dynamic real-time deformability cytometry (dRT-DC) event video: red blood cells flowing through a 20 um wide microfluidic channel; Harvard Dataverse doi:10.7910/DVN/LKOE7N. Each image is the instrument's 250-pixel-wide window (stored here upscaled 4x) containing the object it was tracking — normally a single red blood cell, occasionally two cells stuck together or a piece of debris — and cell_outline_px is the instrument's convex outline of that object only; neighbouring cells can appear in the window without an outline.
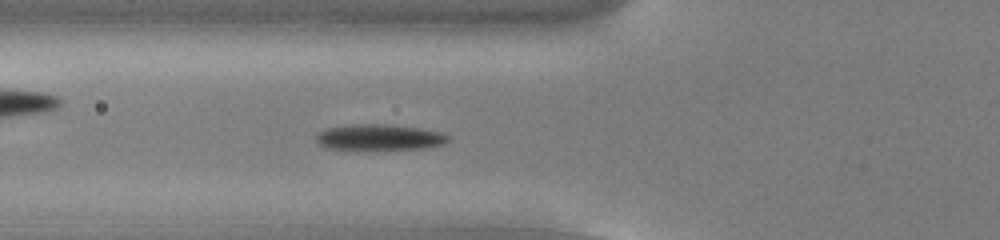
{"species": "common noctule bat (a hibernating species)", "species_latin": "Nyctalus noctula", "temperature_condition": "cold", "stored_images_in_passage": 37, "camera_frame_rate_fps": 3000, "um_per_image_px": 0.085, "animal": {"sex": "male", "body_mass_g": 13.0, "forearm_length_mm": 53.1}, "frame": {"image": 1, "passage_image": 9, "time_ms": 2.667, "image_size_px": [1000, 240], "cell_outline_px": [[448, 140], [444, 144], [428, 148], [328, 148], [320, 144], [316, 140], [316, 132], [328, 128], [352, 124], [388, 124], [420, 128], [440, 132], [448, 136]], "centroid_in_image_um": [32.25, 11.64], "position_along_channel_um": 93.5, "area_um2": 19.42}}
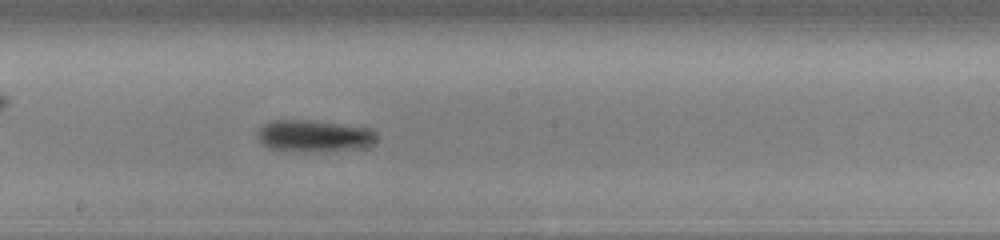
{"frame": {"image": 2, "passage_image": 19, "time_ms": 6.0, "image_size_px": [1000, 240], "cell_outline_px": [[380, 136], [376, 140], [364, 148], [308, 152], [268, 148], [256, 136], [256, 132], [264, 124], [272, 120], [304, 120], [336, 124], [364, 128], [376, 132]], "centroid_in_image_um": [26.67, 11.57], "position_along_channel_um": 221.5, "area_um2": 21.79}}
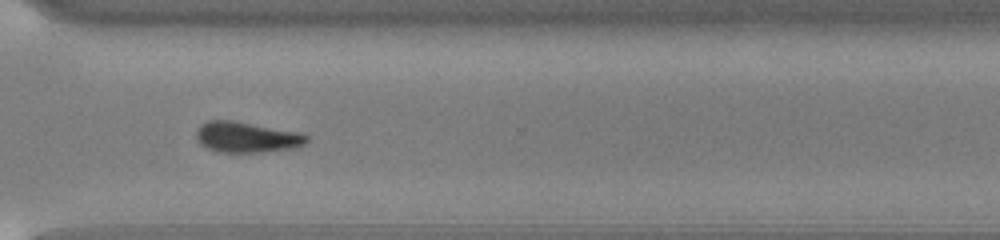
{"frame": {"image": 3, "passage_image": 29, "time_ms": 9.333, "image_size_px": [1000, 240], "cell_outline_px": [[308, 140], [304, 144], [292, 148], [260, 152], [216, 152], [200, 144], [196, 136], [196, 132], [200, 124], [208, 120], [232, 120], [304, 132], [308, 136]], "centroid_in_image_um": [20.98, 11.64], "position_along_channel_um": 349.6, "area_um2": 19.94}, "authors_computed_cell_mechanics": {"area_um2": 19.9988, "velocity_mm_per_s": 3.8446, "shape_relaxation_time_tau1_ms": 1.8274, "shape_relaxation_time_tau2_ms": null, "deformation_change_tau1": 0.112, "deformation_change_tau2": null}}